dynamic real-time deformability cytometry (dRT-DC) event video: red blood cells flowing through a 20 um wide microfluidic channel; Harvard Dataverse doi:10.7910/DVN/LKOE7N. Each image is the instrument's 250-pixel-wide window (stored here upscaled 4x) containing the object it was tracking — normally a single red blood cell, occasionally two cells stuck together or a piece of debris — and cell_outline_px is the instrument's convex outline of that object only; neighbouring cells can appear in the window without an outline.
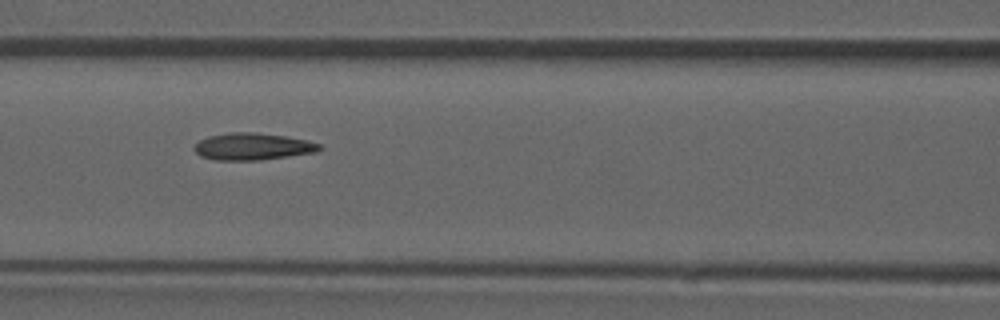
{"species": "common noctule bat (a hibernating species)", "species_latin": "Nyctalus noctula", "temperature_condition": "room temperature", "stored_images_in_passage": 53, "camera_frame_rate_fps": 3000, "um_per_image_px": 0.085, "animal": {"sex": "male", "forearm_length_mm": 52.5}, "frame": {"image": 1, "passage_image": 23, "time_ms": 7.333, "image_size_px": [1000, 320], "cell_outline_px": [[320, 148], [316, 152], [260, 160], [216, 160], [200, 156], [192, 148], [200, 140], [208, 136], [228, 132], [256, 132], [284, 136], [308, 140], [320, 144]], "centroid_in_image_um": [21.44, 12.45], "position_along_channel_um": 145.2, "area_um2": 19.65}, "authors_computed_cell_mechanics": {"area_um2": 19.363, "velocity_mm_per_s": 3.8954, "shape_relaxation_time_tau1_ms": null, "shape_relaxation_time_tau2_ms": 3.1407, "deformation_change_tau1": null, "deformation_change_tau2": 0.0996}}